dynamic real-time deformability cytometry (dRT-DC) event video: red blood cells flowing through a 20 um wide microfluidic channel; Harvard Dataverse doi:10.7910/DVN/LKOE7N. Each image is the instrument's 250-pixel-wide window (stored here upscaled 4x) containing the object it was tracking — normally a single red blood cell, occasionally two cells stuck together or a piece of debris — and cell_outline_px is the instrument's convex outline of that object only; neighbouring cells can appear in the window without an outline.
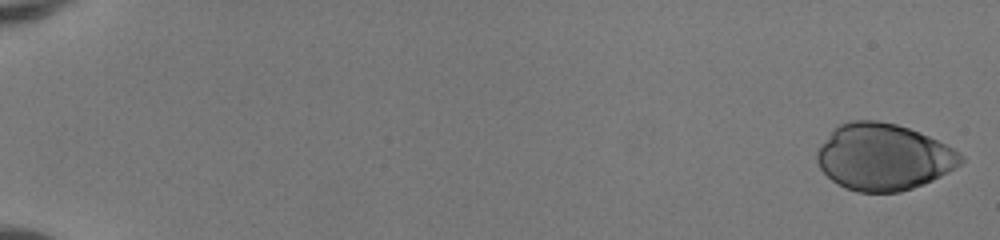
{"species": "human", "species_latin": "Homo sapiens", "temperature_condition": "room temperature", "stored_images_in_passage": 51, "camera_frame_rate_fps": 3000, "um_per_image_px": 0.085, "donor": {"sex": "female"}, "frame": {"image": 1, "passage_image": 1, "time_ms": 0.0, "image_size_px": [1000, 240], "cell_outline_px": [[964, 160], [960, 164], [948, 172], [924, 184], [900, 192], [856, 192], [844, 188], [832, 180], [820, 168], [816, 160], [816, 152], [820, 144], [832, 128], [848, 120], [876, 120], [896, 124], [920, 132], [952, 148], [964, 156]], "centroid_in_image_um": [75.05, 13.34], "position_along_channel_um": 9.9, "area_um2": 55.95}}
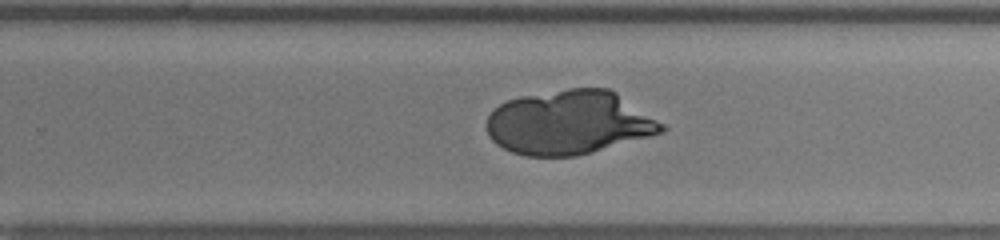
{"frame": {"image": 2, "passage_image": 35, "time_ms": 11.333, "image_size_px": [1000, 240], "cell_outline_px": [[668, 128], [664, 132], [592, 152], [576, 156], [524, 156], [512, 152], [496, 144], [488, 136], [488, 116], [500, 104], [508, 100], [520, 96], [568, 88], [608, 88], [616, 92], [664, 124]], "centroid_in_image_um": [48.38, 10.42], "position_along_channel_um": 281.4, "area_um2": 65.03}}
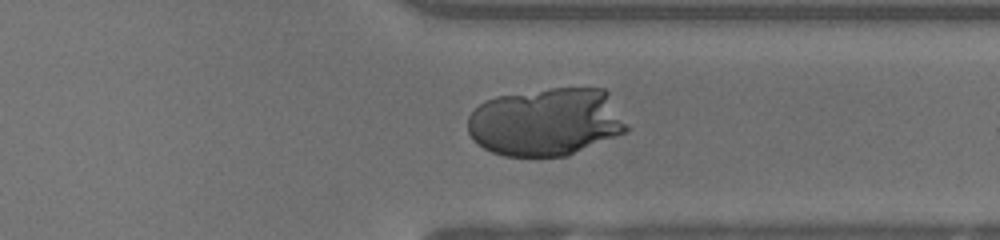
{"frame": {"image": 3, "passage_image": 41, "time_ms": 13.333, "image_size_px": [1000, 240], "cell_outline_px": [[628, 132], [568, 156], [504, 156], [492, 152], [484, 148], [472, 140], [468, 132], [468, 116], [484, 100], [496, 96], [552, 88], [604, 88], [608, 92], [628, 124]], "centroid_in_image_um": [46.44, 10.37], "position_along_channel_um": 365.0, "area_um2": 63.52}}